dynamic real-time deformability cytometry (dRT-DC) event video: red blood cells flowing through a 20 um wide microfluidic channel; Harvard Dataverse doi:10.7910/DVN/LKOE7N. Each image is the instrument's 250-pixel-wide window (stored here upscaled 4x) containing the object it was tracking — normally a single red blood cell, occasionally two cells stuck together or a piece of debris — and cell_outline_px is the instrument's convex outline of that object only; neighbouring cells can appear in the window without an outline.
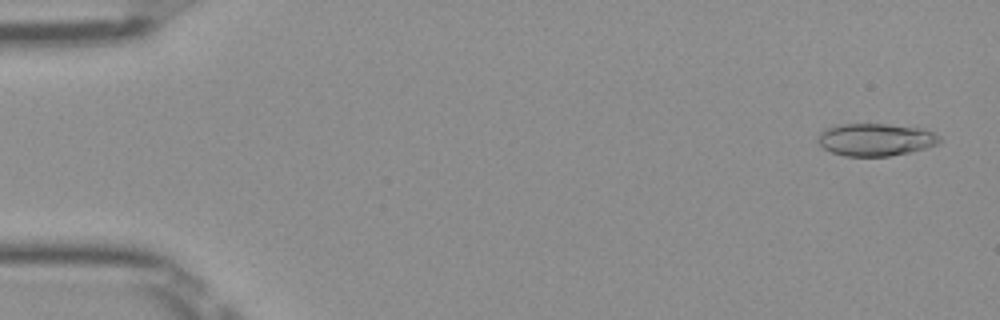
{"species": "Egyptian fruit bat (a non-hibernating species)", "species_latin": "Rousettus aegyptiacus", "temperature_condition": "room temperature", "stored_images_in_passage": 50, "camera_frame_rate_fps": 3000, "um_per_image_px": 0.085, "frame": {"image": 1, "passage_image": 2, "time_ms": 0.333, "image_size_px": [1000, 320], "cell_outline_px": [[940, 144], [908, 152], [888, 156], [844, 156], [832, 152], [824, 148], [816, 140], [816, 136], [820, 132], [836, 124], [888, 124], [924, 128], [940, 136]], "centroid_in_image_um": [74.41, 11.86], "position_along_channel_um": 10.6, "area_um2": 23.12}}
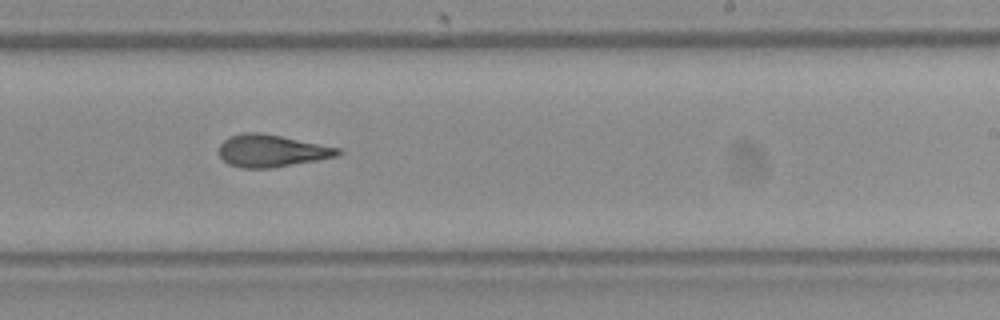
{"frame": {"image": 2, "passage_image": 31, "time_ms": 10.0, "image_size_px": [1000, 320], "cell_outline_px": [[344, 152], [340, 156], [320, 160], [272, 168], [240, 168], [228, 164], [220, 156], [220, 144], [228, 136], [244, 132], [260, 132], [340, 148]], "centroid_in_image_um": [23.11, 12.82], "position_along_channel_um": 265.9, "area_um2": 22.54}}
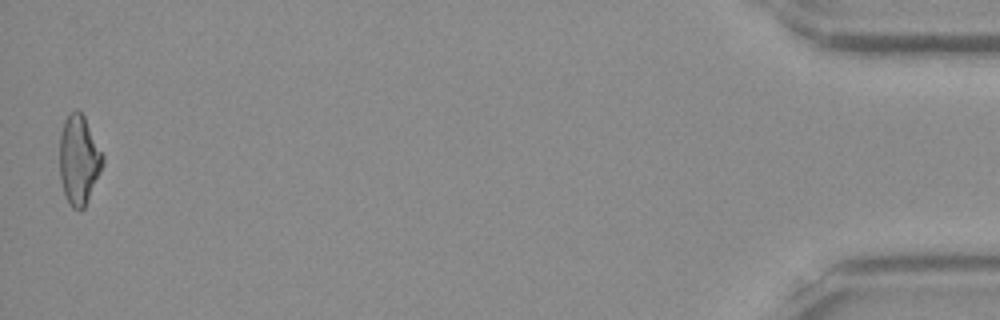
{"frame": {"image": 3, "passage_image": 50, "time_ms": 16.333, "image_size_px": [1000, 320], "cell_outline_px": [[104, 164], [84, 208], [80, 212], [72, 208], [68, 204], [60, 180], [60, 136], [64, 120], [76, 108], [84, 116], [104, 156]], "centroid_in_image_um": [6.7, 13.62], "position_along_channel_um": 428.5, "area_um2": 22.43}, "authors_computed_cell_mechanics": {"area_um2": 22.5998, "velocity_mm_per_s": 4.015, "shape_relaxation_time_tau1_ms": 7.3545, "shape_relaxation_time_tau2_ms": 1.9974, "deformation_change_tau1": 0.2075, "deformation_change_tau2": 0.1031}}